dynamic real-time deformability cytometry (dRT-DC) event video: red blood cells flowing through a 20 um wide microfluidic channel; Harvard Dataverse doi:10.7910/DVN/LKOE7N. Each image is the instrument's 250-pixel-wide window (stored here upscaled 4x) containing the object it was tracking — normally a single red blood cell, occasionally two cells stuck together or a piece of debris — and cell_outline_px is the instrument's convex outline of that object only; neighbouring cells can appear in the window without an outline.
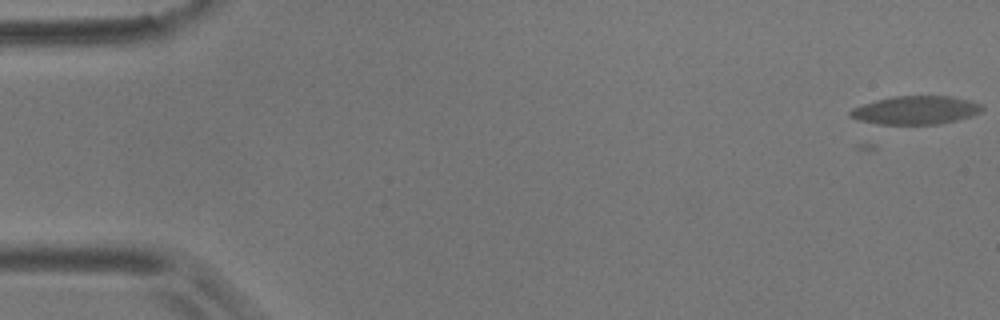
{"species": "common noctule bat (a hibernating species)", "species_latin": "Nyctalus noctula", "temperature_condition": "room temperature", "stored_images_in_passage": 6, "camera_frame_rate_fps": 3000, "um_per_image_px": 0.085, "animal": {"sex": "male", "body_mass_g": 17.9}, "frame": {"image": 1, "passage_image": 1, "time_ms": 0.0, "image_size_px": [1000, 320], "cell_outline_px": [[984, 108], [980, 112], [972, 116], [940, 124], [876, 124], [860, 120], [848, 116], [848, 112], [852, 108], [876, 100], [892, 96], [952, 96], [968, 100], [980, 104]], "centroid_in_image_um": [77.82, 9.36], "position_along_channel_um": 7.2, "area_um2": 21.79}}
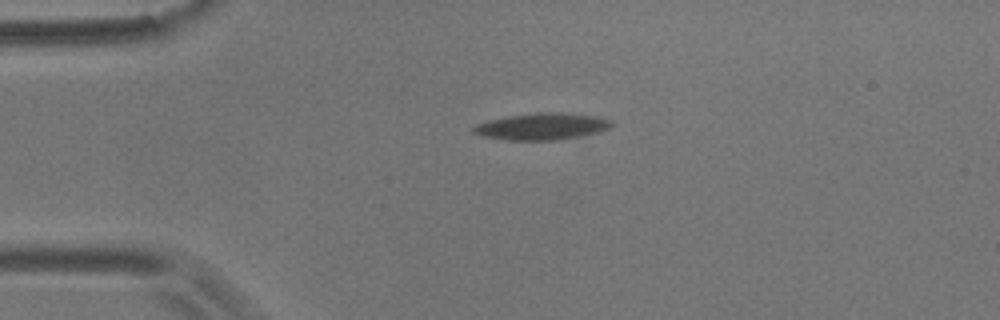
{"frame": {"image": 2, "passage_image": 5, "time_ms": 1.333, "image_size_px": [1000, 320], "cell_outline_px": [[612, 124], [608, 128], [600, 132], [580, 136], [556, 140], [508, 140], [484, 136], [472, 132], [472, 128], [476, 124], [488, 120], [536, 112], [560, 112], [596, 116], [612, 120]], "centroid_in_image_um": [46.08, 10.74], "position_along_channel_um": 38.9, "area_um2": 21.39}}